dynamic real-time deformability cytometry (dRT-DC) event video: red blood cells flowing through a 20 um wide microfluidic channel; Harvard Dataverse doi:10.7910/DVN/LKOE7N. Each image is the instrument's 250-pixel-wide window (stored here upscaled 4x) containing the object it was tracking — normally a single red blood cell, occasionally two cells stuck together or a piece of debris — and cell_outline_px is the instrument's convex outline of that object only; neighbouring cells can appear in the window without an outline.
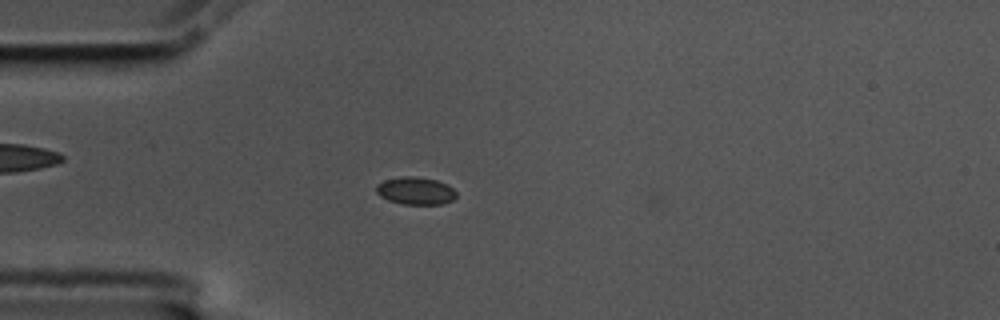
{"species": "common noctule bat (a hibernating species)", "species_latin": "Nyctalus noctula", "temperature_condition": "cold", "stored_images_in_passage": 59, "camera_frame_rate_fps": 3000, "um_per_image_px": 0.085, "animal": {"sex": "male", "body_mass_g": 17.5, "forearm_length_mm": 52.3}, "frame": {"image": 1, "passage_image": 16, "time_ms": 5.0, "image_size_px": [1000, 320], "cell_outline_px": [[456, 196], [452, 200], [444, 204], [404, 204], [388, 200], [380, 196], [376, 192], [376, 184], [384, 180], [404, 176], [412, 176], [436, 180], [448, 184], [456, 192]], "centroid_in_image_um": [35.32, 16.22], "position_along_channel_um": 49.7, "area_um2": 12.83}}
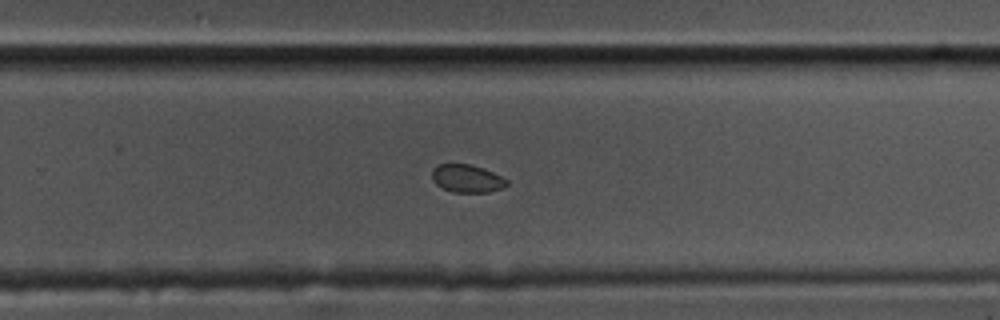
{"frame": {"image": 2, "passage_image": 38, "time_ms": 12.333, "image_size_px": [1000, 320], "cell_outline_px": [[508, 184], [504, 188], [488, 192], [452, 192], [436, 184], [432, 180], [432, 172], [440, 164], [468, 164], [484, 168], [508, 180]], "centroid_in_image_um": [39.72, 15.18], "position_along_channel_um": 290.1, "area_um2": 12.02}}
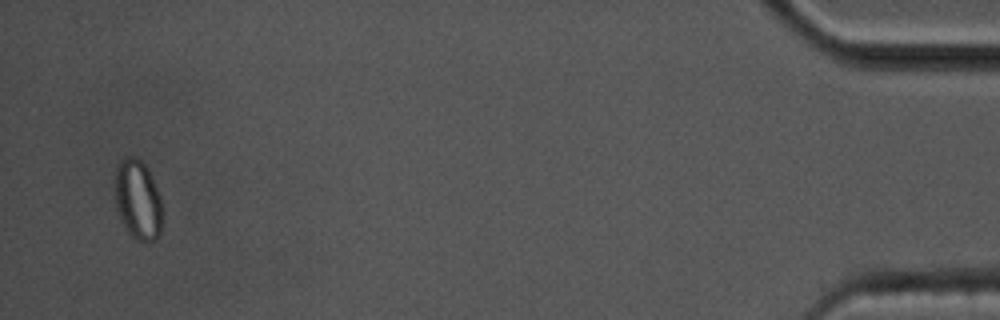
{"frame": {"image": 3, "passage_image": 57, "time_ms": 18.667, "image_size_px": [1000, 320], "cell_outline_px": [[160, 232], [156, 240], [148, 244], [136, 240], [132, 236], [124, 224], [116, 208], [112, 184], [116, 168], [120, 160], [128, 156], [132, 156], [140, 160], [148, 168], [152, 176], [160, 196]], "centroid_in_image_um": [11.67, 16.96], "position_along_channel_um": 423.5, "area_um2": 22.31}, "authors_computed_cell_mechanics": {"area_um2": 13.005, "velocity_mm_per_s": 3.4286, "shape_relaxation_time_tau1_ms": null, "shape_relaxation_time_tau2_ms": 2.3928, "deformation_change_tau1": null, "deformation_change_tau2": 0.0359}}